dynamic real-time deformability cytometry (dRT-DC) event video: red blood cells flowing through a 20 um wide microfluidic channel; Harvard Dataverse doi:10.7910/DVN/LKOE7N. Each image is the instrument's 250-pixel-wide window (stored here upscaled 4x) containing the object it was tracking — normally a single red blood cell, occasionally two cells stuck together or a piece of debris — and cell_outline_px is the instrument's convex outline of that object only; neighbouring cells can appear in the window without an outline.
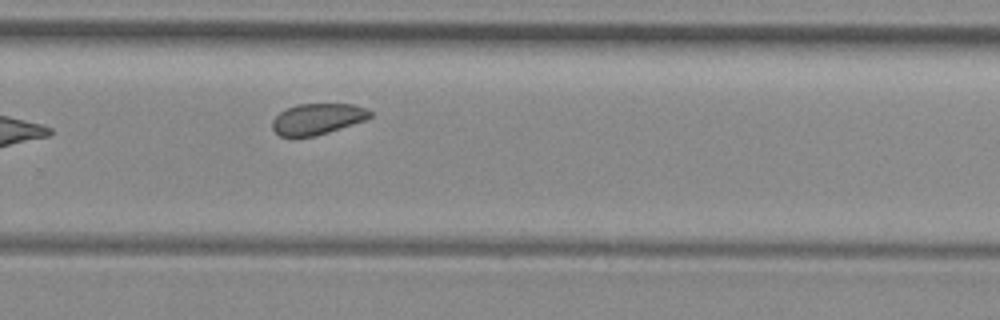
{"species": "common noctule bat (a hibernating species)", "species_latin": "Nyctalus noctula", "temperature_condition": "room temperature", "stored_images_in_passage": 9, "camera_frame_rate_fps": 3000, "um_per_image_px": 0.085, "animal": {"sex": "female", "body_mass_g": 29.2, "forearm_length_mm": 56.3}, "frame": {"image": 1, "passage_image": 9, "time_ms": 2.667, "image_size_px": [1000, 320], "cell_outline_px": [[372, 116], [364, 120], [316, 136], [280, 136], [272, 128], [272, 120], [280, 112], [296, 104], [352, 104], [364, 108], [372, 112]], "centroid_in_image_um": [26.97, 10.1], "position_along_channel_um": 302.8, "area_um2": 17.4}}